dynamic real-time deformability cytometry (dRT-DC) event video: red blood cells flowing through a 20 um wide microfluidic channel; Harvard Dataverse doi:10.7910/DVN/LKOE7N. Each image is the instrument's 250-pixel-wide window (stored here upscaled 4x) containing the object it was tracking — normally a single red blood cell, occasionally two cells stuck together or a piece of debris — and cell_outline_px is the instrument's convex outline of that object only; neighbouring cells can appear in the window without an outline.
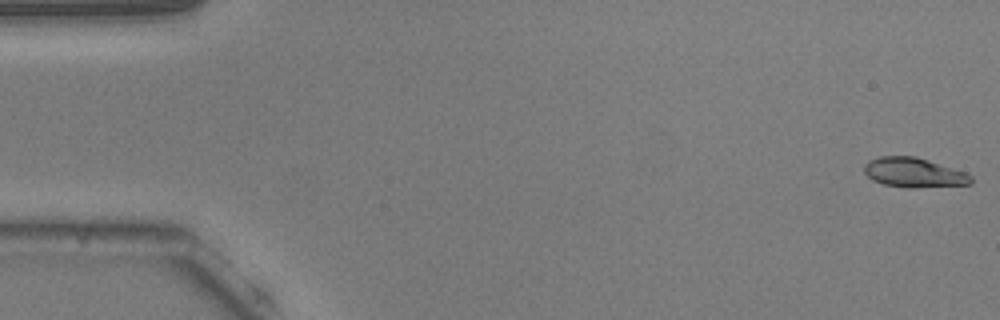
{"species": "common noctule bat (a hibernating species)", "species_latin": "Nyctalus noctula", "temperature_condition": "warm", "stored_images_in_passage": 49, "camera_frame_rate_fps": 3000, "um_per_image_px": 0.085, "animal": {"sex": "male", "body_mass_g": 20.5, "forearm_length_mm": 52.5}, "frame": {"image": 1, "passage_image": 1, "time_ms": 0.0, "image_size_px": [1000, 320], "cell_outline_px": [[972, 184], [912, 188], [904, 188], [884, 184], [872, 180], [864, 172], [864, 164], [868, 160], [880, 156], [916, 156], [968, 172], [972, 176]], "centroid_in_image_um": [77.7, 14.67], "position_along_channel_um": 7.3, "area_um2": 18.73}}
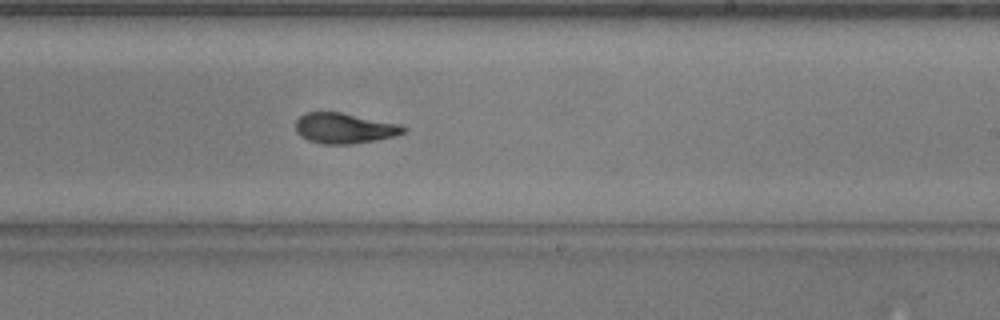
{"frame": {"image": 2, "passage_image": 32, "time_ms": 10.333, "image_size_px": [1000, 320], "cell_outline_px": [[408, 128], [404, 132], [392, 136], [376, 140], [352, 144], [320, 144], [308, 140], [300, 136], [296, 132], [296, 120], [304, 112], [340, 112], [400, 124]], "centroid_in_image_um": [29.24, 10.9], "position_along_channel_um": 259.8, "area_um2": 19.13}}
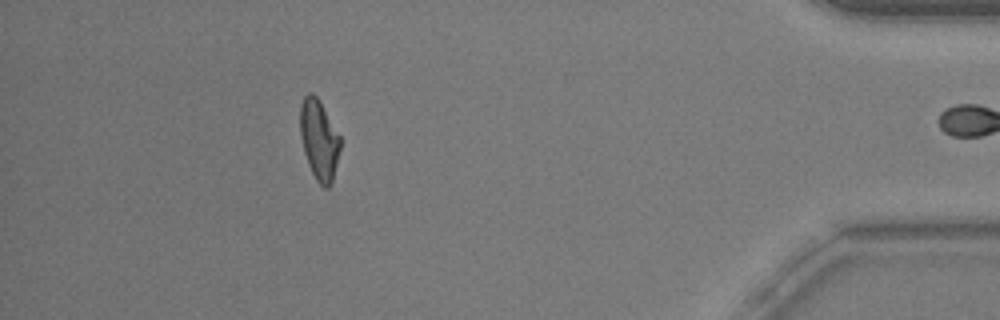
{"frame": {"image": 3, "passage_image": 48, "time_ms": 15.667, "image_size_px": [1000, 320], "cell_outline_px": [[340, 148], [332, 184], [328, 188], [324, 188], [316, 180], [308, 164], [304, 152], [300, 136], [300, 104], [304, 96], [308, 92], [312, 92], [320, 100], [340, 136]], "centroid_in_image_um": [27.11, 11.87], "position_along_channel_um": 408.1, "area_um2": 18.84}, "authors_computed_cell_mechanics": {"area_um2": 19.363, "velocity_mm_per_s": 3.7938, "shape_relaxation_time_tau1_ms": 3.9121, "shape_relaxation_time_tau2_ms": 1.7426, "deformation_change_tau1": 0.1738, "deformation_change_tau2": 0.0809}}